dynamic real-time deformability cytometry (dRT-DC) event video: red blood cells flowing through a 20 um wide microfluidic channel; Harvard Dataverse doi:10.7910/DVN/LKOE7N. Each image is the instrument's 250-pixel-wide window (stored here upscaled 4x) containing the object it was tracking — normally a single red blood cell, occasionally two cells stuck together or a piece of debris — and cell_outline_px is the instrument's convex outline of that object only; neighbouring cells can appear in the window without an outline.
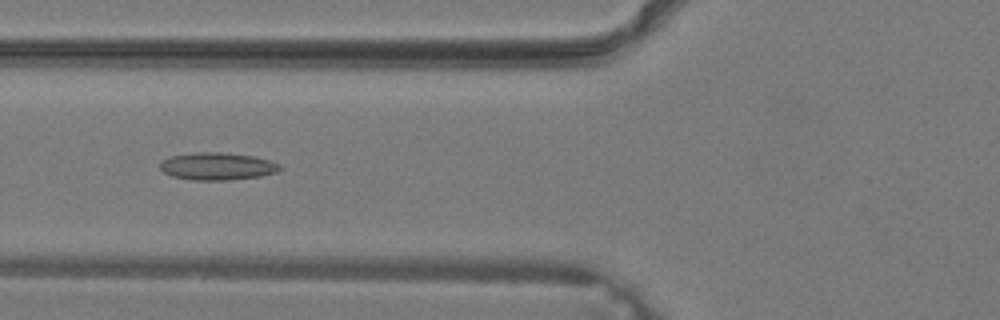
{"species": "common noctule bat (a hibernating species)", "species_latin": "Nyctalus noctula", "temperature_condition": "warm", "stored_images_in_passage": 36, "camera_frame_rate_fps": 3000, "um_per_image_px": 0.085, "animal": {"sex": "male", "body_mass_g": 19.2, "forearm_length_mm": 51.8}, "frame": {"image": 1, "passage_image": 13, "time_ms": 4.0, "image_size_px": [1000, 320], "cell_outline_px": [[284, 168], [276, 172], [260, 176], [228, 180], [192, 180], [172, 176], [164, 172], [160, 168], [160, 164], [164, 160], [172, 156], [196, 152], [224, 152], [252, 156], [268, 160], [280, 164]], "centroid_in_image_um": [18.49, 14.13], "position_along_channel_um": 107.3, "area_um2": 19.07}}
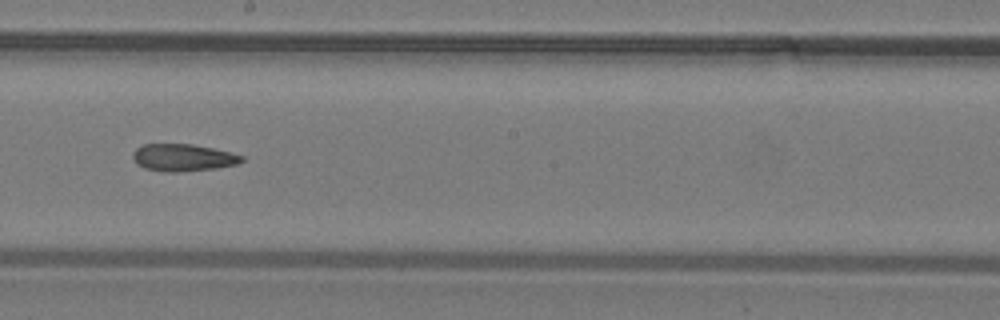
{"frame": {"image": 2, "passage_image": 20, "time_ms": 6.333, "image_size_px": [1000, 320], "cell_outline_px": [[244, 160], [236, 164], [216, 168], [176, 172], [164, 172], [144, 168], [136, 164], [132, 156], [132, 152], [136, 148], [144, 144], [192, 144], [212, 148], [244, 156]], "centroid_in_image_um": [15.51, 13.39], "position_along_channel_um": 232.7, "area_um2": 17.22}}
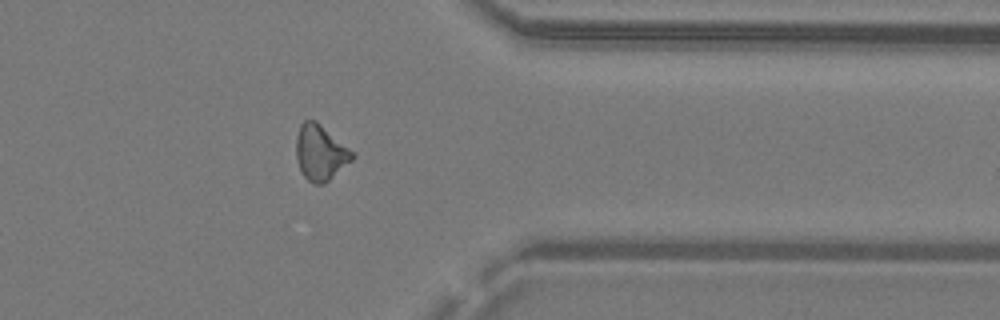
{"frame": {"image": 3, "passage_image": 29, "time_ms": 9.333, "image_size_px": [1000, 320], "cell_outline_px": [[356, 156], [352, 160], [324, 184], [312, 184], [304, 176], [296, 160], [296, 136], [300, 124], [304, 120], [316, 120], [356, 152]], "centroid_in_image_um": [27.25, 12.95], "position_along_channel_um": 384.2, "area_um2": 18.44}}